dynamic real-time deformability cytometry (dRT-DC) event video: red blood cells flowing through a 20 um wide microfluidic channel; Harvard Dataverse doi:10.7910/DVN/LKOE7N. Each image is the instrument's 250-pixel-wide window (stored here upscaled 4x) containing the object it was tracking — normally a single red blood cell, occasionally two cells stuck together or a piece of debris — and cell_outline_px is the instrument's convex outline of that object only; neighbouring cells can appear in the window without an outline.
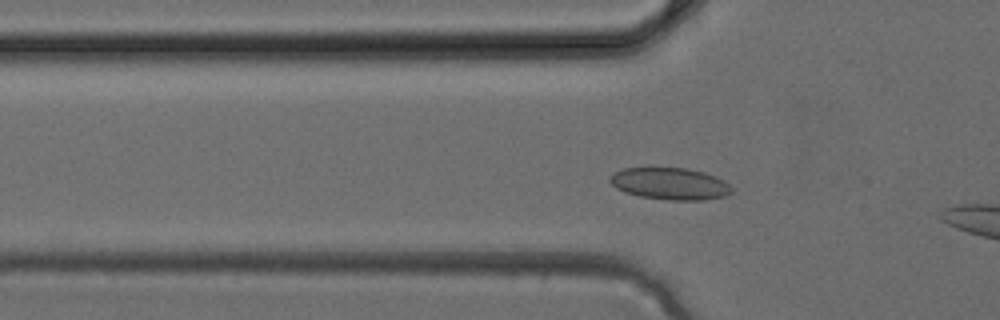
{"species": "common noctule bat (a hibernating species)", "species_latin": "Nyctalus noctula", "temperature_condition": "cold", "stored_images_in_passage": 5, "camera_frame_rate_fps": 3000, "um_per_image_px": 0.085, "animal": {"sex": "female", "body_mass_g": 24.6, "forearm_length_mm": 56.2}, "frame": {"image": 1, "passage_image": 4, "time_ms": 1.0, "image_size_px": [1000, 320], "cell_outline_px": [[732, 192], [728, 196], [704, 200], [668, 200], [640, 196], [624, 192], [616, 188], [608, 180], [616, 172], [624, 168], [648, 164], [688, 168], [704, 172], [716, 176], [724, 180], [732, 188]], "centroid_in_image_um": [56.94, 15.56], "position_along_channel_um": 68.9, "area_um2": 23.64}}